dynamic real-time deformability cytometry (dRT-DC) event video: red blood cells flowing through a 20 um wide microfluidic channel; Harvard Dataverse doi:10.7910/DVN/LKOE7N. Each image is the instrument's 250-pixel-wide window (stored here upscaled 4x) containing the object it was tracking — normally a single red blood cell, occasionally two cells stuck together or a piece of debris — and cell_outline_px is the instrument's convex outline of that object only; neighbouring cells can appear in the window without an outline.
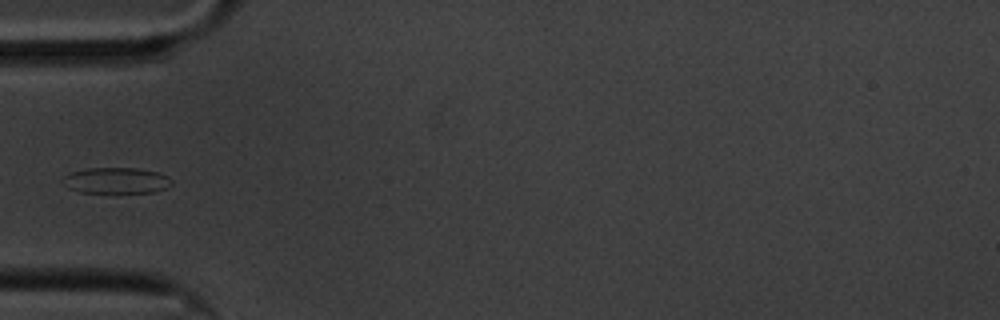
{"species": "common noctule bat (a hibernating species)", "species_latin": "Nyctalus noctula", "temperature_condition": "cold", "stored_images_in_passage": 39, "camera_frame_rate_fps": 3000, "um_per_image_px": 0.085, "animal": {"sex": "male", "body_mass_g": 20.1, "forearm_length_mm": 53.5}, "frame": {"image": 1, "passage_image": 1, "time_ms": 0.0, "image_size_px": [1000, 320], "cell_outline_px": [[172, 184], [168, 188], [152, 192], [80, 192], [68, 188], [60, 180], [64, 176], [72, 172], [88, 168], [136, 168], [156, 172], [168, 176], [172, 180]], "centroid_in_image_um": [9.88, 15.34], "position_along_channel_um": 75.1, "area_um2": 16.42}}
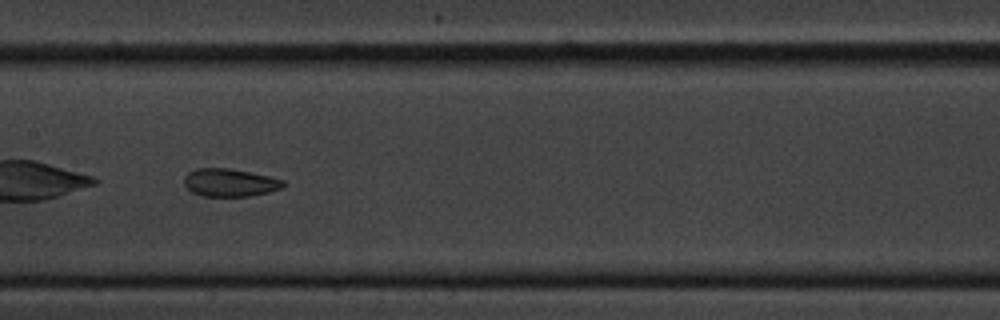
{"frame": {"image": 2, "passage_image": 11, "time_ms": 3.333, "image_size_px": [1000, 320], "cell_outline_px": [[284, 188], [268, 192], [248, 196], [204, 196], [192, 192], [184, 184], [184, 176], [188, 172], [196, 168], [228, 168], [268, 176], [284, 180]], "centroid_in_image_um": [19.52, 15.52], "position_along_channel_um": 187.9, "area_um2": 16.01}}
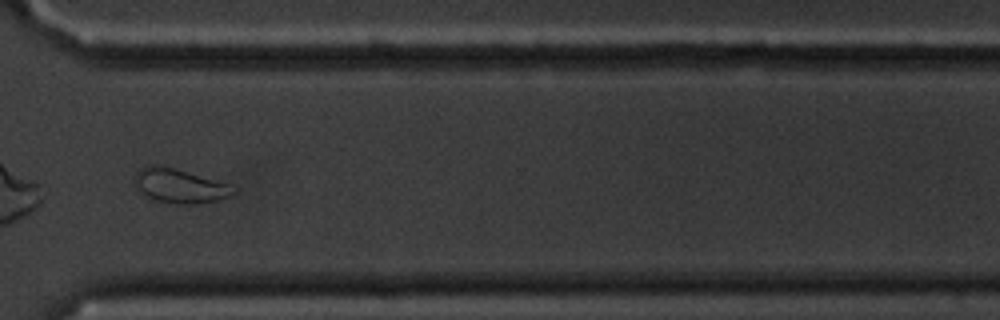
{"frame": {"image": 3, "passage_image": 26, "time_ms": 8.333, "image_size_px": [1000, 320], "cell_outline_px": [[236, 192], [228, 196], [216, 200], [200, 204], [176, 204], [156, 200], [148, 196], [136, 188], [136, 172], [144, 164], [156, 164], [172, 168], [228, 184], [236, 188]], "centroid_in_image_um": [15.25, 15.8], "position_along_channel_um": 355.4, "area_um2": 19.31}}